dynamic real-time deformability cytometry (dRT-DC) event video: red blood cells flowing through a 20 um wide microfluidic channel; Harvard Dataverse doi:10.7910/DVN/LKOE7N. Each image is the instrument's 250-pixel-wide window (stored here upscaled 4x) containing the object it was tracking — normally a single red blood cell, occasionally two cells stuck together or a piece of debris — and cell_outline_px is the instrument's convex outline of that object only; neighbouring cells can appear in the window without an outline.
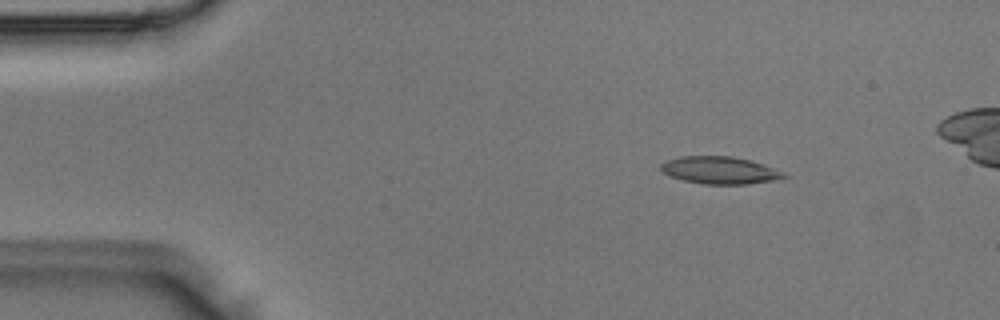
{"species": "Egyptian fruit bat (a non-hibernating species)", "species_latin": "Rousettus aegyptiacus", "temperature_condition": "room temperature", "stored_images_in_passage": 4, "camera_frame_rate_fps": 3000, "um_per_image_px": 0.085, "animal": {"sex": "male"}, "frame": {"image": 1, "passage_image": 1, "time_ms": 0.0, "image_size_px": [1000, 320], "cell_outline_px": [[788, 176], [780, 180], [748, 184], [704, 184], [684, 180], [672, 176], [664, 172], [660, 168], [660, 164], [668, 160], [680, 156], [732, 156], [752, 160], [784, 172]], "centroid_in_image_um": [61.25, 14.47], "position_along_channel_um": 23.8, "area_um2": 19.65}}